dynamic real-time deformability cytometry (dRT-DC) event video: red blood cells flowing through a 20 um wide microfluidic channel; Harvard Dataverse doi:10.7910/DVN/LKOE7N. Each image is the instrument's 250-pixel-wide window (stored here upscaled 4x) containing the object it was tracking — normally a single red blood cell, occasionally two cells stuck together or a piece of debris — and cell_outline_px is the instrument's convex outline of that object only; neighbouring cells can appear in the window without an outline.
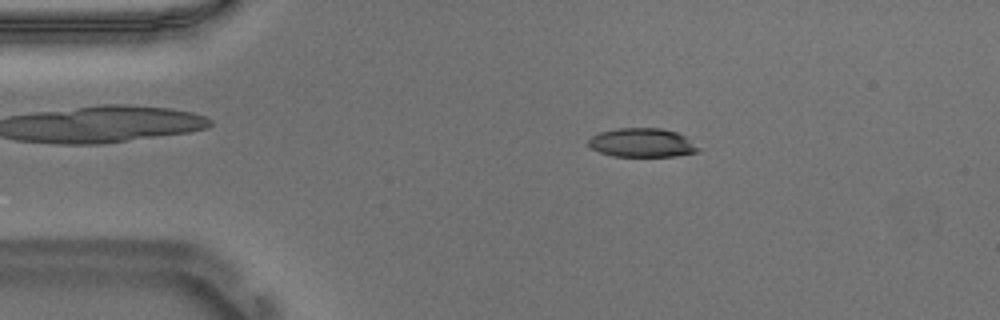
{"species": "Egyptian fruit bat (a non-hibernating species)", "species_latin": "Rousettus aegyptiacus", "temperature_condition": "warm", "stored_images_in_passage": 53, "camera_frame_rate_fps": 3000, "um_per_image_px": 0.085, "animal": {"sex": "male"}, "frame": {"image": 1, "passage_image": 9, "time_ms": 2.667, "image_size_px": [1000, 320], "cell_outline_px": [[704, 148], [700, 152], [676, 156], [612, 156], [600, 152], [592, 148], [588, 144], [588, 140], [592, 136], [600, 132], [616, 128], [660, 128], [676, 132], [684, 136]], "centroid_in_image_um": [54.64, 12.14], "position_along_channel_um": 30.4, "area_um2": 18.67}}
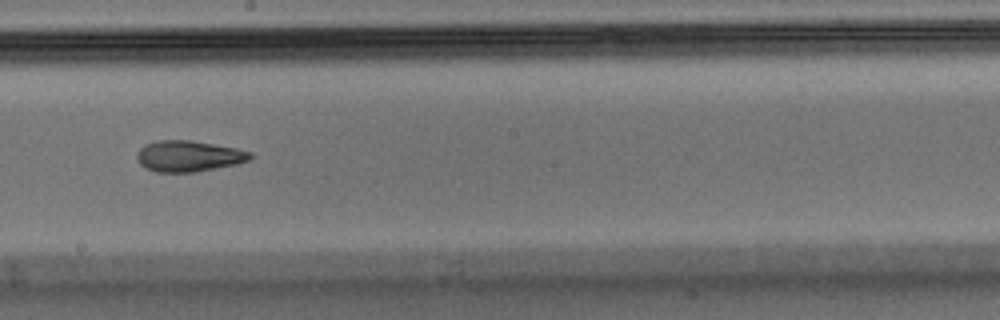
{"frame": {"image": 2, "passage_image": 29, "time_ms": 9.333, "image_size_px": [1000, 320], "cell_outline_px": [[252, 156], [248, 160], [236, 164], [196, 172], [156, 172], [144, 168], [140, 164], [136, 156], [140, 148], [156, 140], [192, 140], [236, 148], [252, 152]], "centroid_in_image_um": [16.02, 13.27], "position_along_channel_um": 232.2, "area_um2": 20.46}}
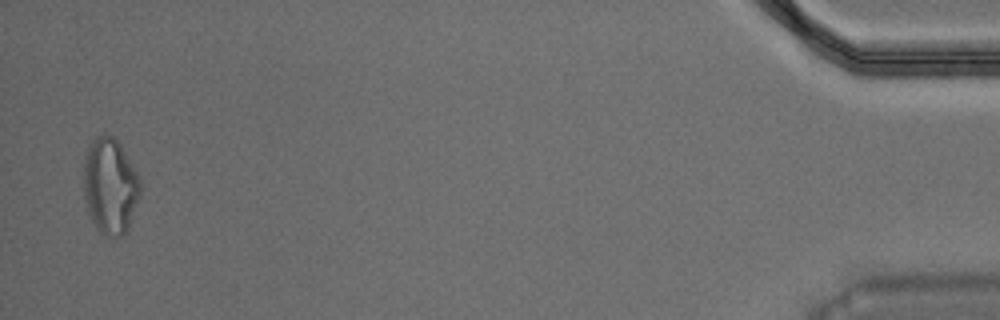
{"frame": {"image": 3, "passage_image": 52, "time_ms": 17.0, "image_size_px": [1000, 320], "cell_outline_px": [[140, 196], [128, 228], [124, 236], [116, 240], [104, 236], [96, 228], [88, 212], [84, 200], [84, 156], [88, 144], [96, 136], [104, 132], [112, 136], [120, 144], [136, 172], [140, 180]], "centroid_in_image_um": [9.34, 15.84], "position_along_channel_um": 425.9, "area_um2": 32.19}, "authors_computed_cell_mechanics": {"area_um2": 20.4034, "velocity_mm_per_s": 3.6998, "shape_relaxation_time_tau1_ms": null, "shape_relaxation_time_tau2_ms": 3.9791, "deformation_change_tau1": null, "deformation_change_tau2": 0.1174}}